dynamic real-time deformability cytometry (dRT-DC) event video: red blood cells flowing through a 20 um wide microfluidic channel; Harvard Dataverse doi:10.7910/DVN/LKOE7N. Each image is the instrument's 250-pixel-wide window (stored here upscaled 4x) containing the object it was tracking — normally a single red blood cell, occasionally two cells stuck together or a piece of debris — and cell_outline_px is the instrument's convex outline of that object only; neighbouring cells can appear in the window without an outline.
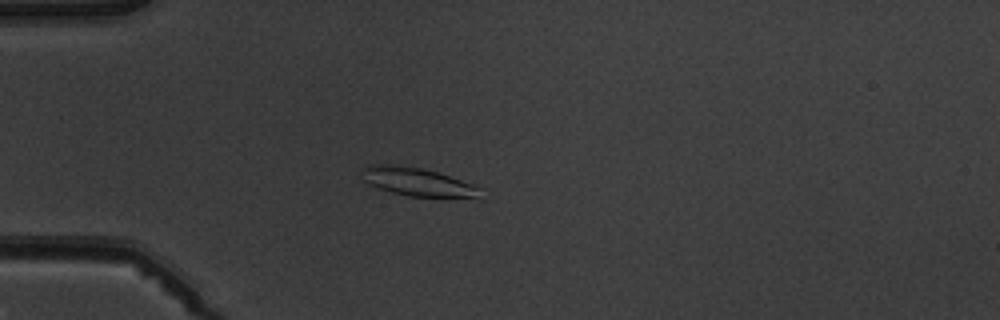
{"species": "common noctule bat (a hibernating species)", "species_latin": "Nyctalus noctula", "temperature_condition": "warm", "stored_images_in_passage": 6, "camera_frame_rate_fps": 3000, "um_per_image_px": 0.085, "animal": {"sex": "male", "body_mass_g": 19.5, "forearm_length_mm": 54.6}, "frame": {"image": 1, "passage_image": 5, "time_ms": 4.667, "image_size_px": [1000, 320], "cell_outline_px": [[484, 188], [480, 200], [408, 196], [392, 192], [368, 184], [364, 180], [364, 168], [372, 164], [392, 164], [420, 168], [436, 172], [476, 184]], "centroid_in_image_um": [35.7, 15.52], "position_along_channel_um": 49.3, "area_um2": 20.17}}